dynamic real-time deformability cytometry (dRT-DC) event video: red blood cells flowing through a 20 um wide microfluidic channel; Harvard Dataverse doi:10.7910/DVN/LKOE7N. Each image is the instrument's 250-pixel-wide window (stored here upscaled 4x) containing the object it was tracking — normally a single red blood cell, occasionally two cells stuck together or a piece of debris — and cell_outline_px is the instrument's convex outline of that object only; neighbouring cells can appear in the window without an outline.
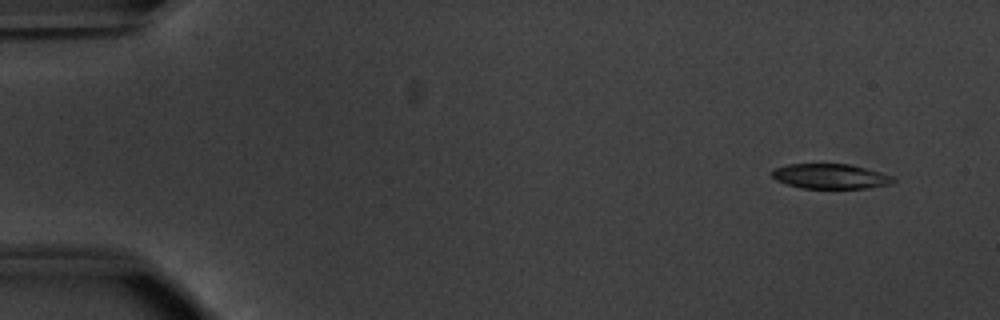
{"species": "common noctule bat (a hibernating species)", "species_latin": "Nyctalus noctula", "temperature_condition": "warm", "stored_images_in_passage": 50, "camera_frame_rate_fps": 3000, "um_per_image_px": 0.085, "animal": {"sex": "male", "body_mass_g": 20.1, "forearm_length_mm": 53.5}, "frame": {"image": 1, "passage_image": 1, "time_ms": 0.0, "image_size_px": [1000, 320], "cell_outline_px": [[896, 180], [888, 184], [868, 188], [800, 188], [776, 180], [772, 176], [772, 172], [776, 168], [788, 164], [848, 164], [880, 172], [892, 176]], "centroid_in_image_um": [70.57, 14.99], "position_along_channel_um": 14.4, "area_um2": 17.34}}
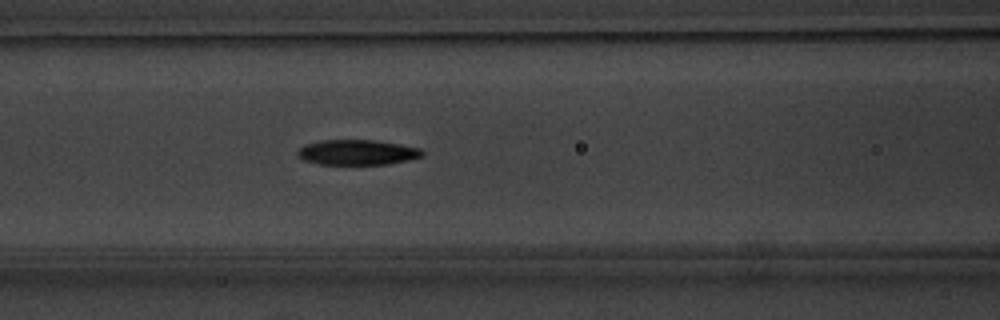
{"frame": {"image": 2, "passage_image": 20, "time_ms": 6.333, "image_size_px": [1000, 320], "cell_outline_px": [[424, 156], [408, 160], [388, 164], [320, 164], [304, 160], [296, 156], [296, 152], [304, 144], [320, 140], [372, 140], [420, 148], [424, 152]], "centroid_in_image_um": [30.33, 12.95], "position_along_channel_um": 136.3, "area_um2": 18.26}}
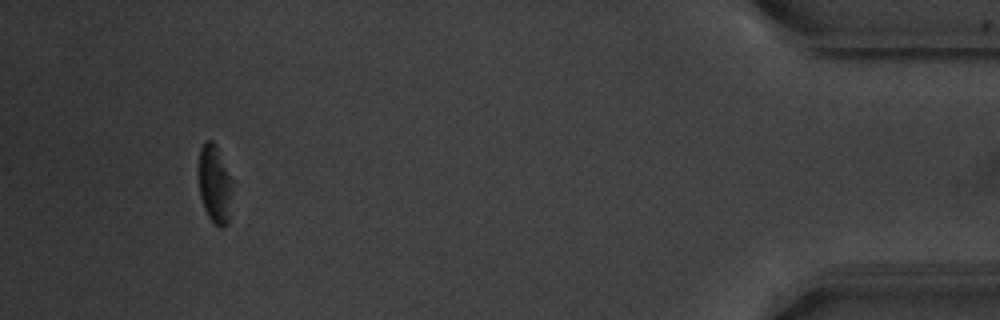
{"frame": {"image": 3, "passage_image": 47, "time_ms": 15.333, "image_size_px": [1000, 320], "cell_outline_px": [[232, 180], [228, 224], [224, 228], [220, 228], [208, 216], [204, 208], [200, 196], [196, 168], [200, 148], [204, 140], [212, 140], [216, 144]], "centroid_in_image_um": [18.2, 15.6], "position_along_channel_um": 417.0, "area_um2": 15.78}, "authors_computed_cell_mechanics": {"area_um2": 18.8428, "velocity_mm_per_s": 3.8217, "shape_relaxation_time_tau1_ms": 1.7597, "shape_relaxation_time_tau2_ms": 3.0497, "deformation_change_tau1": 0.1055, "deformation_change_tau2": 0.1246}}